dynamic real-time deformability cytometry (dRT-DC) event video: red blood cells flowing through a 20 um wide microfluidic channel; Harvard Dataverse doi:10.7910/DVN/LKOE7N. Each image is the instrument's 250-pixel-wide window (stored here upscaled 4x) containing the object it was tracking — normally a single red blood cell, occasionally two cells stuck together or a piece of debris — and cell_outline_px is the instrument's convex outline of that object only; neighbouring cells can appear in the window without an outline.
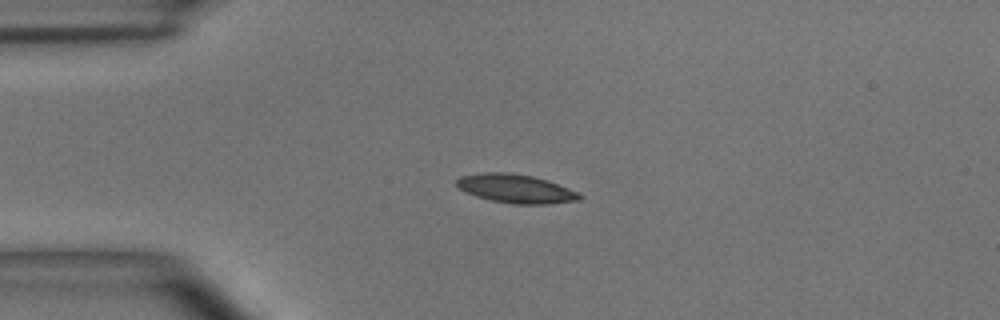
{"species": "common noctule bat (a hibernating species)", "species_latin": "Nyctalus noctula", "temperature_condition": "room temperature", "stored_images_in_passage": 38, "camera_frame_rate_fps": 3000, "um_per_image_px": 0.085, "animal": {"sex": "male", "body_mass_g": 15.6}, "frame": {"image": 1, "passage_image": 1, "time_ms": 0.0, "image_size_px": [1000, 320], "cell_outline_px": [[584, 196], [580, 200], [548, 204], [512, 204], [492, 200], [476, 196], [460, 188], [456, 184], [456, 180], [460, 176], [484, 172], [508, 172], [532, 176], [548, 180], [568, 188]], "centroid_in_image_um": [43.86, 16.03], "position_along_channel_um": 41.1, "area_um2": 20.46}}
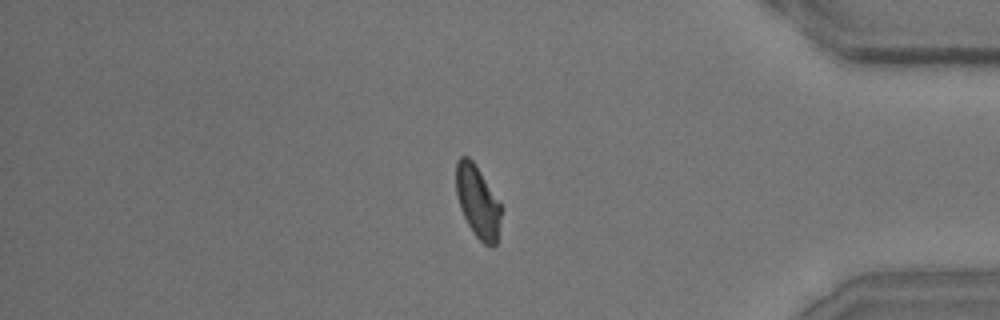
{"frame": {"image": 2, "passage_image": 31, "time_ms": 10.0, "image_size_px": [1000, 320], "cell_outline_px": [[504, 208], [496, 244], [492, 248], [488, 248], [472, 232], [460, 208], [456, 192], [456, 160], [460, 156], [468, 156], [476, 164]], "centroid_in_image_um": [40.64, 17.16], "position_along_channel_um": 394.6, "area_um2": 19.48}}
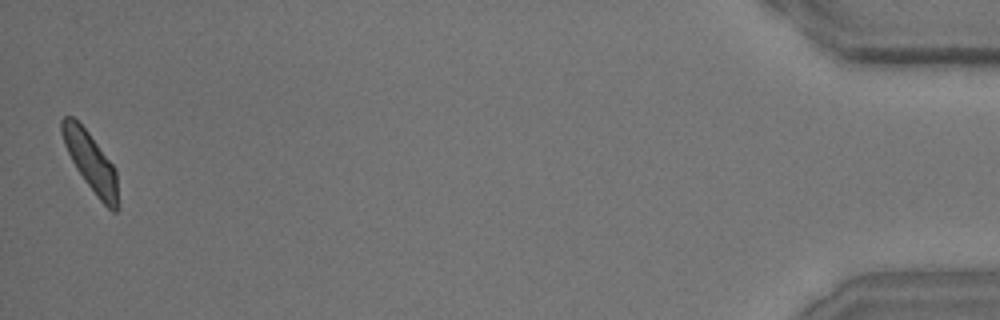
{"frame": {"image": 3, "passage_image": 38, "time_ms": 12.333, "image_size_px": [1000, 320], "cell_outline_px": [[120, 208], [116, 212], [112, 212], [96, 196], [84, 180], [76, 168], [64, 144], [60, 132], [60, 120], [64, 116], [72, 116], [88, 132], [116, 168]], "centroid_in_image_um": [7.74, 13.81], "position_along_channel_um": 427.5, "area_um2": 19.42}, "authors_computed_cell_mechanics": {"area_um2": 19.7387, "velocity_mm_per_s": 4.0552, "shape_relaxation_time_tau1_ms": 3.4604, "shape_relaxation_time_tau2_ms": 2.3998, "deformation_change_tau1": 0.1206, "deformation_change_tau2": 0.0847}}